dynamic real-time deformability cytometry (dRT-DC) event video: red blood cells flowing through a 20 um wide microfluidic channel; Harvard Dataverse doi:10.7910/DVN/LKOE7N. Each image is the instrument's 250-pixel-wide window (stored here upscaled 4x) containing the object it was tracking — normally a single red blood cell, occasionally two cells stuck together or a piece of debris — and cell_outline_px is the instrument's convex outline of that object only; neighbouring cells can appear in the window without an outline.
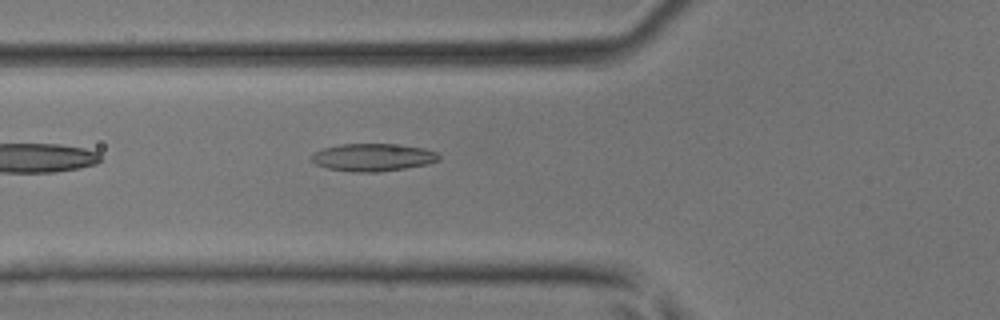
{"species": "common noctule bat (a hibernating species)", "species_latin": "Nyctalus noctula", "temperature_condition": "room temperature", "stored_images_in_passage": 28, "camera_frame_rate_fps": 3000, "um_per_image_px": 0.085, "animal": {"sex": "male", "body_mass_g": 17.9, "forearm_length_mm": 54.2}, "frame": {"image": 1, "passage_image": 4, "time_ms": 1.0, "image_size_px": [1000, 320], "cell_outline_px": [[440, 160], [428, 164], [404, 168], [376, 172], [352, 172], [328, 168], [316, 164], [308, 160], [308, 156], [312, 152], [324, 148], [340, 144], [392, 144], [424, 148], [436, 152], [440, 156]], "centroid_in_image_um": [31.64, 13.37], "position_along_channel_um": 94.2, "area_um2": 20.63}}
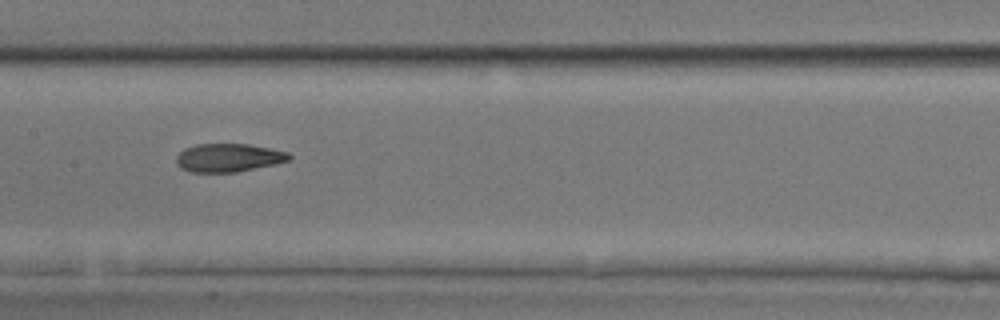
{"frame": {"image": 2, "passage_image": 10, "time_ms": 3.0, "image_size_px": [1000, 320], "cell_outline_px": [[292, 156], [288, 160], [276, 164], [236, 172], [192, 172], [180, 168], [176, 164], [176, 156], [184, 148], [196, 144], [248, 144], [288, 152]], "centroid_in_image_um": [19.39, 13.41], "position_along_channel_um": 188.0, "area_um2": 18.61}}
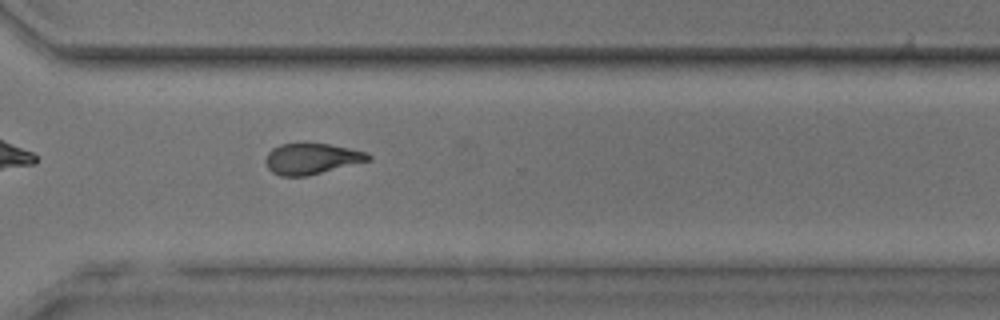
{"frame": {"image": 3, "passage_image": 20, "time_ms": 6.333, "image_size_px": [1000, 320], "cell_outline_px": [[372, 160], [308, 176], [280, 176], [272, 172], [268, 168], [264, 160], [268, 152], [272, 148], [280, 144], [304, 140], [328, 144], [368, 152], [372, 156]], "centroid_in_image_um": [26.48, 13.45], "position_along_channel_um": 344.1, "area_um2": 19.25}}